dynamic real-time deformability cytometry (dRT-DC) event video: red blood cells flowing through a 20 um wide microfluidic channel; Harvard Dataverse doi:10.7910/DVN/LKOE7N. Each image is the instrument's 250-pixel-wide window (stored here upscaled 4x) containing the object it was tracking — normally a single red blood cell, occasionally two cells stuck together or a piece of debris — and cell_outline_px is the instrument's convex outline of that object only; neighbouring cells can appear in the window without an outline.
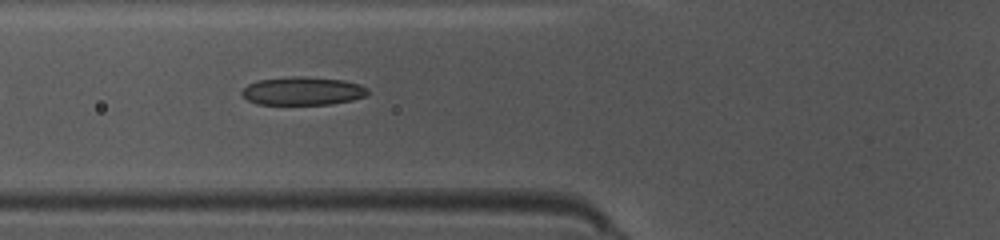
{"species": "common noctule bat (a hibernating species)", "species_latin": "Nyctalus noctula", "temperature_condition": "warm", "stored_images_in_passage": 31, "camera_frame_rate_fps": 3000, "um_per_image_px": 0.085, "animal": {"sex": "female", "body_mass_g": 10.0, "forearm_length_mm": 53.1}, "frame": {"image": 1, "passage_image": 4, "time_ms": 1.0, "image_size_px": [1000, 240], "cell_outline_px": [[368, 92], [364, 96], [352, 100], [332, 104], [256, 104], [248, 100], [240, 92], [248, 84], [260, 80], [296, 76], [300, 76], [344, 80], [360, 84], [368, 88]], "centroid_in_image_um": [25.74, 7.74], "position_along_channel_um": 100.1, "area_um2": 20.58}}
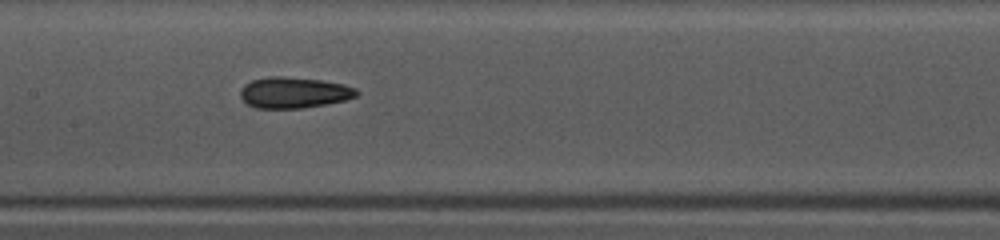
{"frame": {"image": 2, "passage_image": 10, "time_ms": 3.0, "image_size_px": [1000, 240], "cell_outline_px": [[360, 92], [356, 96], [344, 100], [324, 104], [300, 108], [256, 108], [248, 104], [240, 96], [240, 88], [244, 84], [252, 80], [268, 76], [284, 76], [320, 80], [344, 84], [356, 88]], "centroid_in_image_um": [24.96, 7.86], "position_along_channel_um": 182.4, "area_um2": 20.98}}
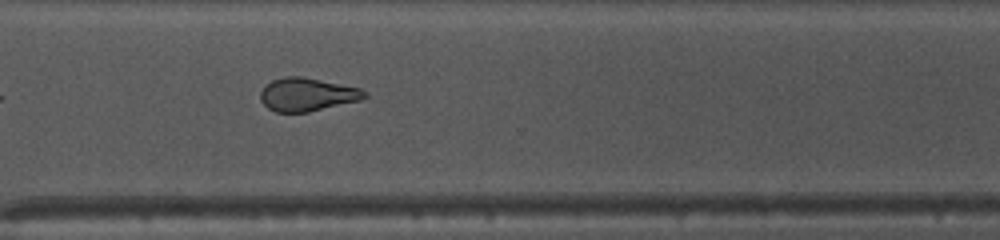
{"frame": {"image": 3, "passage_image": 22, "time_ms": 7.0, "image_size_px": [1000, 240], "cell_outline_px": [[368, 96], [360, 100], [308, 112], [276, 112], [268, 108], [260, 100], [260, 92], [272, 80], [284, 76], [300, 76], [360, 88], [368, 92]], "centroid_in_image_um": [26.11, 8.03], "position_along_channel_um": 344.5, "area_um2": 20.0}, "authors_computed_cell_mechanics": {"area_um2": 20.6346, "velocity_mm_per_s": 4.0644, "shape_relaxation_time_tau1_ms": 3.4179, "shape_relaxation_time_tau2_ms": 2.0013, "deformation_change_tau1": 0.1438, "deformation_change_tau2": 0.0984}}